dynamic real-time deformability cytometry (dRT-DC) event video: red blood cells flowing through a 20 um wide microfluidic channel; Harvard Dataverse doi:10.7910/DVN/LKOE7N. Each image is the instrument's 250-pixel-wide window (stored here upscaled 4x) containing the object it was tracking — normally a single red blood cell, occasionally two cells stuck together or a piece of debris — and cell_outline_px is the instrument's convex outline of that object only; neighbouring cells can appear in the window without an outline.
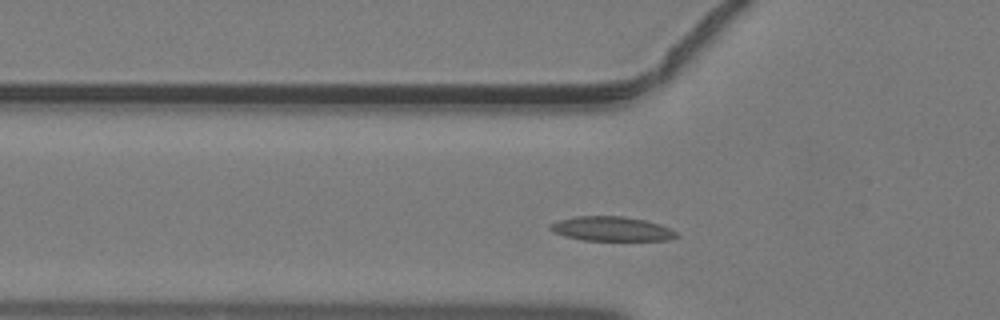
{"species": "common noctule bat (a hibernating species)", "species_latin": "Nyctalus noctula", "temperature_condition": "warm", "stored_images_in_passage": 32, "camera_frame_rate_fps": 3000, "um_per_image_px": 0.085, "animal": {"sex": "male", "body_mass_g": 19.2, "forearm_length_mm": 51.8}, "frame": {"image": 1, "passage_image": 6, "time_ms": 1.667, "image_size_px": [1000, 320], "cell_outline_px": [[680, 236], [668, 240], [584, 240], [564, 236], [548, 228], [552, 224], [560, 220], [576, 216], [620, 216], [644, 220], [660, 224], [676, 232]], "centroid_in_image_um": [52.01, 19.45], "position_along_channel_um": 73.8, "area_um2": 17.69}}
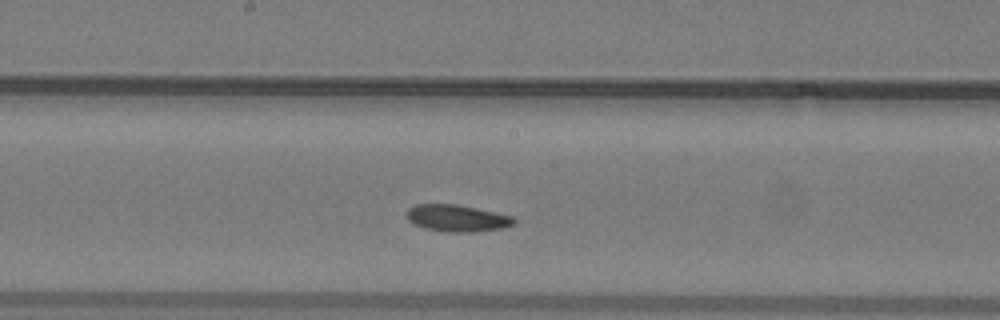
{"frame": {"image": 2, "passage_image": 15, "time_ms": 4.667, "image_size_px": [1000, 320], "cell_outline_px": [[516, 220], [512, 224], [504, 228], [476, 232], [448, 232], [424, 228], [408, 220], [408, 208], [416, 204], [456, 204], [476, 208], [512, 216]], "centroid_in_image_um": [38.86, 18.55], "position_along_channel_um": 209.3, "area_um2": 16.65}}
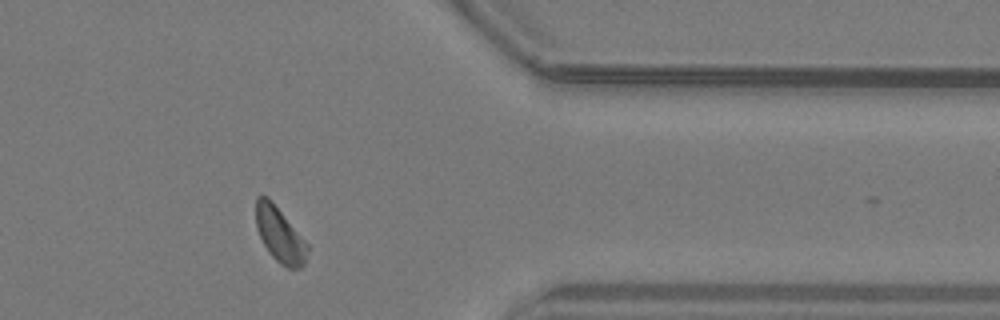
{"frame": {"image": 3, "passage_image": 28, "time_ms": 9.0, "image_size_px": [1000, 320], "cell_outline_px": [[308, 248], [304, 264], [300, 268], [288, 268], [280, 264], [268, 252], [256, 228], [256, 196], [268, 196], [308, 244]], "centroid_in_image_um": [23.77, 19.95], "position_along_channel_um": 387.6, "area_um2": 16.3}}